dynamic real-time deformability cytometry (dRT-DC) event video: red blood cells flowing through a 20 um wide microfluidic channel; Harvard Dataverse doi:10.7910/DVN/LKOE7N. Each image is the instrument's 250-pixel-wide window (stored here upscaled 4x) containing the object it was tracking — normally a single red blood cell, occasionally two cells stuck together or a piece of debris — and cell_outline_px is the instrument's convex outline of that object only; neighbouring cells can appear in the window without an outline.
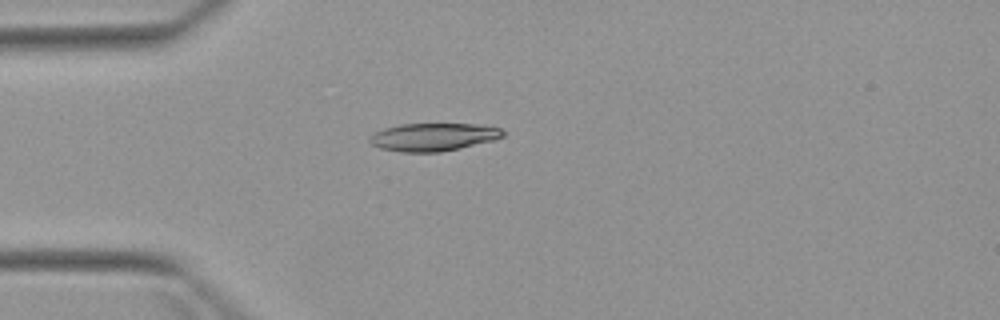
{"species": "Egyptian fruit bat (a non-hibernating species)", "species_latin": "Rousettus aegyptiacus", "temperature_condition": "warm", "stored_images_in_passage": 2, "camera_frame_rate_fps": 3000, "um_per_image_px": 0.085, "animal": {"sex": "female"}, "frame": {"image": 1, "passage_image": 1, "time_ms": 0.0, "image_size_px": [1000, 320], "cell_outline_px": [[504, 136], [496, 140], [440, 152], [400, 152], [380, 148], [372, 144], [368, 140], [368, 136], [384, 128], [400, 124], [476, 124], [500, 128], [504, 132]], "centroid_in_image_um": [36.82, 11.64], "position_along_channel_um": 48.2, "area_um2": 21.68}}